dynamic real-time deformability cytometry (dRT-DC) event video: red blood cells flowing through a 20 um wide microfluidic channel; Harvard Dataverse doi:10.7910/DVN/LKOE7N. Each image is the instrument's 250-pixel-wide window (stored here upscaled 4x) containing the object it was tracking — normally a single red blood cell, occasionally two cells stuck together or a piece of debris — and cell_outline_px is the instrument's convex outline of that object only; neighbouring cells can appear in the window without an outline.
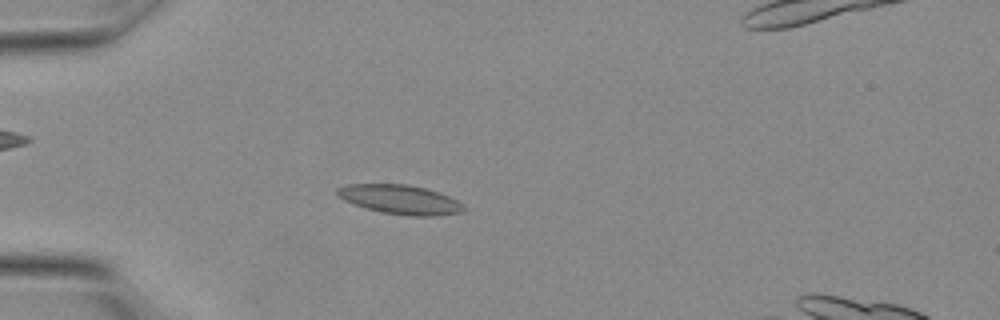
{"species": "Egyptian fruit bat (a non-hibernating species)", "species_latin": "Rousettus aegyptiacus", "temperature_condition": "warm", "stored_images_in_passage": 17, "camera_frame_rate_fps": 3000, "um_per_image_px": 0.085, "animal": {"sex": "female"}, "frame": {"image": 1, "passage_image": 4, "time_ms": 1.0, "image_size_px": [1000, 320], "cell_outline_px": [[464, 212], [436, 216], [412, 216], [384, 212], [368, 208], [344, 200], [336, 192], [336, 188], [348, 184], [408, 184], [440, 192], [464, 204]], "centroid_in_image_um": [34.06, 16.95], "position_along_channel_um": 50.9, "area_um2": 21.33}}
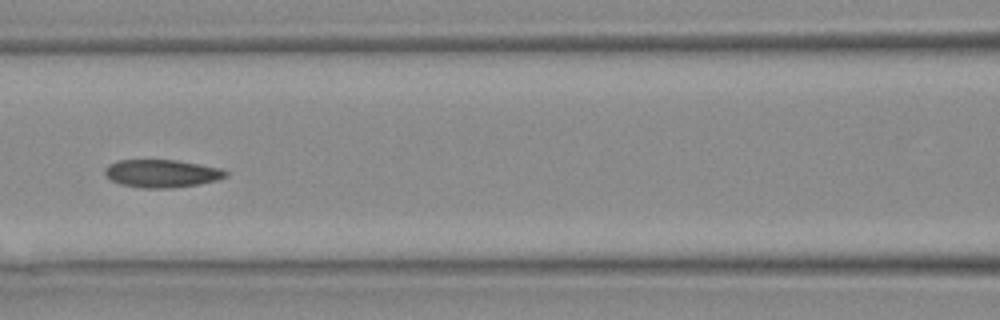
{"frame": {"image": 2, "passage_image": 9, "time_ms": 2.667, "image_size_px": [1000, 320], "cell_outline_px": [[228, 176], [216, 180], [196, 184], [168, 188], [140, 188], [120, 184], [112, 180], [104, 172], [104, 168], [108, 164], [116, 160], [176, 160], [220, 168], [228, 172]], "centroid_in_image_um": [13.72, 14.74], "position_along_channel_um": 152.9, "area_um2": 19.48}}
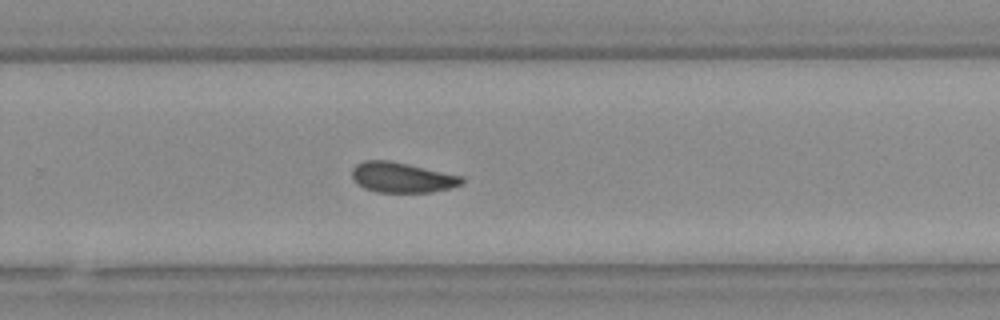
{"frame": {"image": 3, "passage_image": 15, "time_ms": 4.667, "image_size_px": [1000, 320], "cell_outline_px": [[464, 180], [460, 184], [452, 188], [428, 192], [376, 192], [364, 188], [352, 180], [352, 168], [356, 164], [364, 160], [388, 160], [408, 164], [464, 176]], "centroid_in_image_um": [34.15, 15.08], "position_along_channel_um": 295.7, "area_um2": 19.42}}